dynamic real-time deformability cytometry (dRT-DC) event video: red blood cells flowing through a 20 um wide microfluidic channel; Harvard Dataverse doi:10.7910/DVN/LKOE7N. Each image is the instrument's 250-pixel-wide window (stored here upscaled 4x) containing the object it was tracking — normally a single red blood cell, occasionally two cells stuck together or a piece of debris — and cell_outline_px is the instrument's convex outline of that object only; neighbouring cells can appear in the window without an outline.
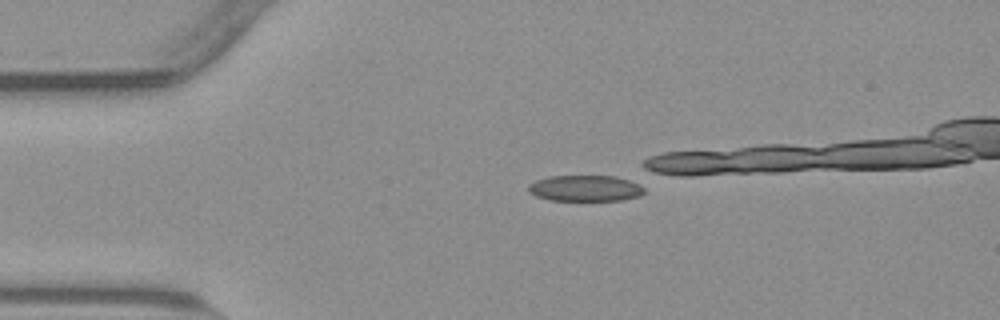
{"species": "common noctule bat (a hibernating species)", "species_latin": "Nyctalus noctula", "temperature_condition": "warm", "stored_images_in_passage": 31, "camera_frame_rate_fps": 3000, "um_per_image_px": 0.085, "animal": {"sex": "male", "body_mass_g": 23.1, "forearm_length_mm": 52.7}, "frame": {"image": 1, "passage_image": 1, "time_ms": 0.0, "image_size_px": [1000, 320], "cell_outline_px": [[644, 192], [640, 196], [620, 200], [548, 200], [536, 196], [528, 192], [528, 184], [536, 180], [548, 176], [616, 176], [640, 180], [644, 188]], "centroid_in_image_um": [49.82, 15.98], "position_along_channel_um": 35.2, "area_um2": 18.03}}
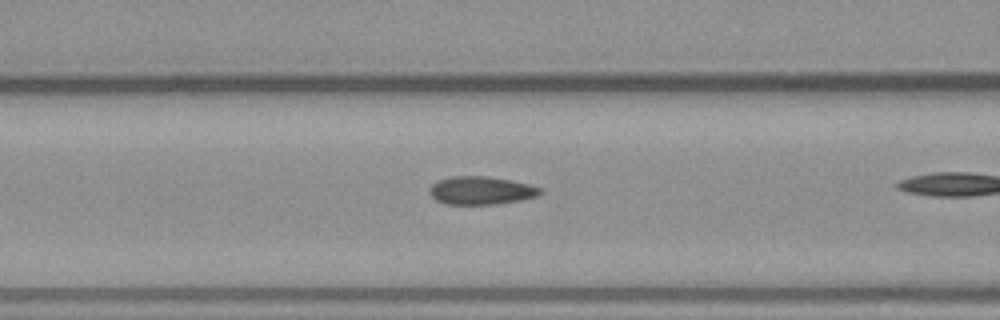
{"frame": {"image": 2, "passage_image": 11, "time_ms": 3.333, "image_size_px": [1000, 320], "cell_outline_px": [[544, 192], [536, 196], [520, 200], [496, 204], [444, 204], [436, 200], [428, 192], [428, 188], [432, 184], [440, 180], [452, 176], [488, 176], [528, 184], [544, 188]], "centroid_in_image_um": [40.89, 16.19], "position_along_channel_um": 125.7, "area_um2": 18.15}}
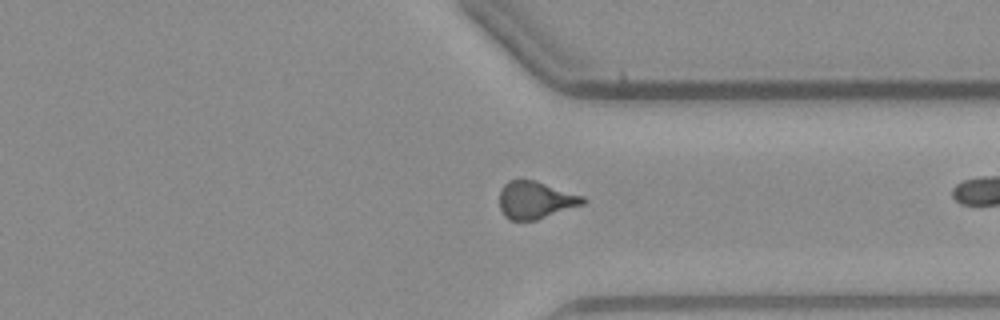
{"frame": {"image": 3, "passage_image": 30, "time_ms": 9.667, "image_size_px": [1000, 320], "cell_outline_px": [[588, 200], [584, 204], [536, 220], [508, 220], [504, 216], [500, 208], [500, 192], [504, 184], [508, 180], [536, 180], [584, 196]], "centroid_in_image_um": [45.53, 17.0], "position_along_channel_um": 365.9, "area_um2": 18.26}}